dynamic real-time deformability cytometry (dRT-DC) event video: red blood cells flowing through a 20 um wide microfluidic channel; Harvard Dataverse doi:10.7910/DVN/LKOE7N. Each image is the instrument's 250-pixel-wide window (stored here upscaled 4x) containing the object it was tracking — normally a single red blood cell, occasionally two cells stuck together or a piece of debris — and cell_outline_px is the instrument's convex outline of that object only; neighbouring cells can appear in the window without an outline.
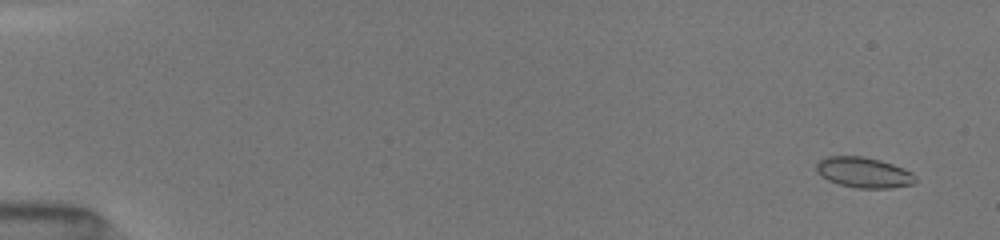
{"species": "common noctule bat (a hibernating species)", "species_latin": "Nyctalus noctula", "temperature_condition": "room temperature", "stored_images_in_passage": 21, "camera_frame_rate_fps": 3000, "um_per_image_px": 0.085, "animal": {"sex": "female", "body_mass_g": 19.5, "forearm_length_mm": 54.1}, "frame": {"image": 1, "passage_image": 2, "time_ms": 0.667, "image_size_px": [1000, 240], "cell_outline_px": [[916, 180], [912, 184], [888, 188], [856, 188], [840, 184], [828, 180], [820, 176], [816, 172], [816, 164], [824, 156], [864, 156], [880, 160], [892, 164], [912, 172], [916, 176]], "centroid_in_image_um": [73.38, 14.65], "position_along_channel_um": 11.6, "area_um2": 17.63}}
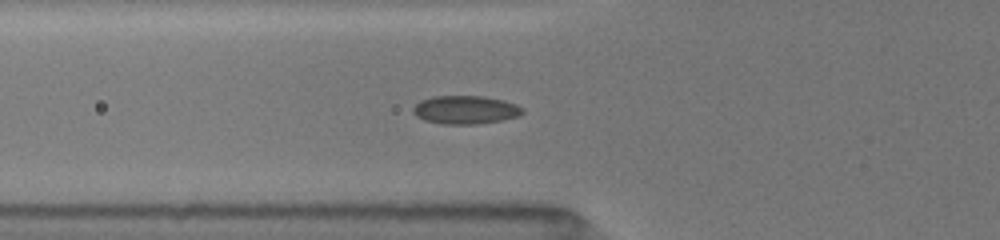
{"frame": {"image": 2, "passage_image": 18, "time_ms": 6.333, "image_size_px": [1000, 240], "cell_outline_px": [[524, 112], [520, 116], [500, 120], [476, 124], [444, 124], [424, 120], [416, 116], [412, 112], [412, 108], [420, 100], [432, 96], [484, 96], [504, 100], [516, 104], [524, 108]], "centroid_in_image_um": [39.56, 9.33], "position_along_channel_um": 86.2, "area_um2": 18.21}}
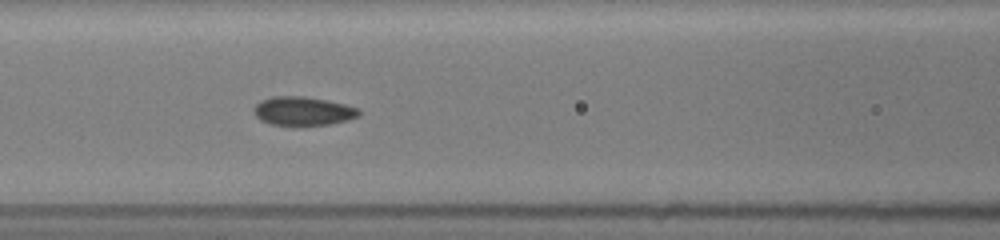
{"frame": {"image": 3, "passage_image": 21, "time_ms": 7.667, "image_size_px": [1000, 240], "cell_outline_px": [[360, 116], [348, 120], [328, 124], [272, 124], [260, 120], [252, 112], [252, 108], [260, 100], [272, 96], [304, 96], [328, 100], [360, 108]], "centroid_in_image_um": [25.75, 9.41], "position_along_channel_um": 140.9, "area_um2": 17.57}}